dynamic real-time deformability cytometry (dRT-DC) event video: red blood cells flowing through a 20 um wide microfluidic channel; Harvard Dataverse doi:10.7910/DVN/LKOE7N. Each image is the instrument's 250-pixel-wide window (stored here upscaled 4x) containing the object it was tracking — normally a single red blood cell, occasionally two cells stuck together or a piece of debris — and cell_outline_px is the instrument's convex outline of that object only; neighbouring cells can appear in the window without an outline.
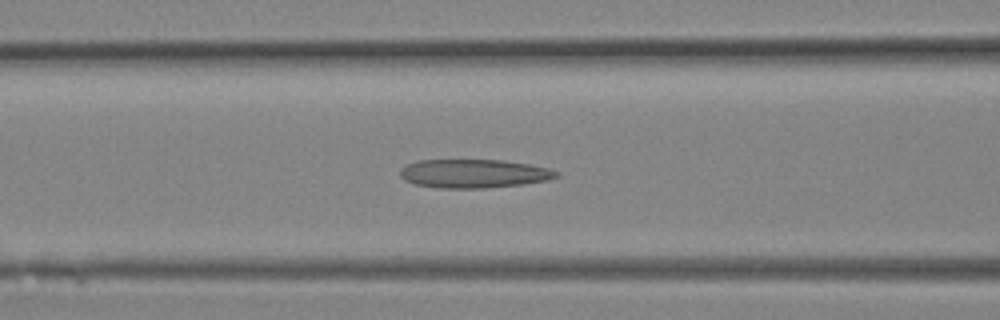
{"species": "Egyptian fruit bat (a non-hibernating species)", "species_latin": "Rousettus aegyptiacus", "temperature_condition": "room temperature", "stored_images_in_passage": 12, "camera_frame_rate_fps": 3000, "um_per_image_px": 0.085, "animal": {"sex": "female"}, "frame": {"image": 1, "passage_image": 10, "time_ms": 3.0, "image_size_px": [1000, 320], "cell_outline_px": [[560, 176], [548, 180], [524, 184], [484, 188], [440, 188], [416, 184], [404, 180], [400, 176], [400, 168], [416, 160], [500, 160], [528, 164], [548, 168], [560, 172]], "centroid_in_image_um": [40.28, 14.75], "position_along_channel_um": 126.3, "area_um2": 26.13}}
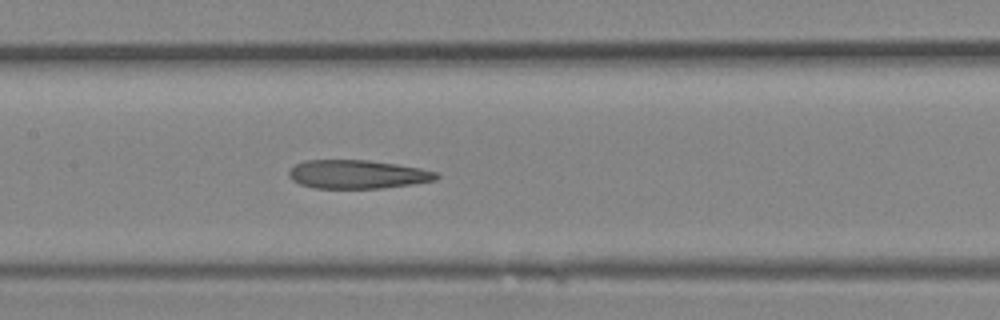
{"frame": {"image": 2, "passage_image": 12, "time_ms": 3.667, "image_size_px": [1000, 320], "cell_outline_px": [[440, 176], [436, 180], [412, 184], [380, 188], [312, 188], [300, 184], [292, 180], [288, 176], [288, 172], [296, 164], [304, 160], [368, 160], [396, 164], [420, 168], [440, 172]], "centroid_in_image_um": [30.39, 14.81], "position_along_channel_um": 177.0, "area_um2": 24.68}}